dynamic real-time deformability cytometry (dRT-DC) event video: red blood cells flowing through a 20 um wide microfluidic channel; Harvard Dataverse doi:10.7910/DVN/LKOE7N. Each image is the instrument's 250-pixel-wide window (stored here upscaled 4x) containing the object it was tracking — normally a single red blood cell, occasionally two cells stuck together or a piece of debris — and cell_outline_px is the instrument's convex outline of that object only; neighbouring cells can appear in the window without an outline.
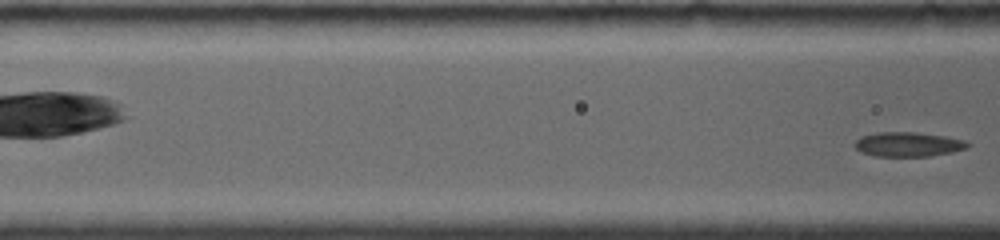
{"species": "common noctule bat (a hibernating species)", "species_latin": "Nyctalus noctula", "temperature_condition": "room temperature", "stored_images_in_passage": 11, "camera_frame_rate_fps": 4000, "um_per_image_px": 0.085, "animal": {"sex": "female", "body_mass_g": 19.0, "forearm_length_mm": 56.7}, "frame": {"image": 1, "passage_image": 11, "time_ms": 4.5, "image_size_px": [1000, 240], "cell_outline_px": [[972, 144], [968, 148], [952, 152], [928, 156], [876, 156], [860, 152], [856, 148], [856, 140], [860, 136], [876, 132], [916, 132], [944, 136], [968, 140]], "centroid_in_image_um": [77.24, 12.26], "position_along_channel_um": 89.4, "area_um2": 16.24}}